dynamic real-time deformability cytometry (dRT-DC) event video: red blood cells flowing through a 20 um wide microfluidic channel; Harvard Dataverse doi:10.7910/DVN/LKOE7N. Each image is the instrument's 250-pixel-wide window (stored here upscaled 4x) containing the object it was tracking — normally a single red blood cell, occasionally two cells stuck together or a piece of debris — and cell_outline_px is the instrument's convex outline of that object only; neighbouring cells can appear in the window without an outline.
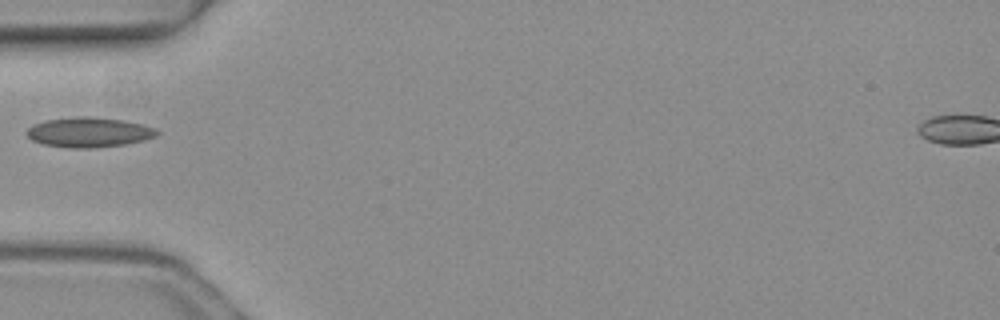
{"species": "common noctule bat (a hibernating species)", "species_latin": "Nyctalus noctula", "temperature_condition": "warm", "stored_images_in_passage": 1, "camera_frame_rate_fps": 3000, "um_per_image_px": 0.085, "animal": {"sex": "female", "body_mass_g": 19.3, "forearm_length_mm": 54.1}, "frame": {"image": 1, "passage_image": 1, "time_ms": 0.0, "image_size_px": [1000, 320], "cell_outline_px": [[160, 132], [156, 136], [144, 140], [124, 144], [92, 148], [68, 148], [44, 144], [32, 140], [24, 132], [32, 124], [44, 120], [76, 116], [92, 116], [124, 120], [144, 124], [156, 128]], "centroid_in_image_um": [7.55, 11.23], "position_along_channel_um": 77.4, "area_um2": 23.0}}